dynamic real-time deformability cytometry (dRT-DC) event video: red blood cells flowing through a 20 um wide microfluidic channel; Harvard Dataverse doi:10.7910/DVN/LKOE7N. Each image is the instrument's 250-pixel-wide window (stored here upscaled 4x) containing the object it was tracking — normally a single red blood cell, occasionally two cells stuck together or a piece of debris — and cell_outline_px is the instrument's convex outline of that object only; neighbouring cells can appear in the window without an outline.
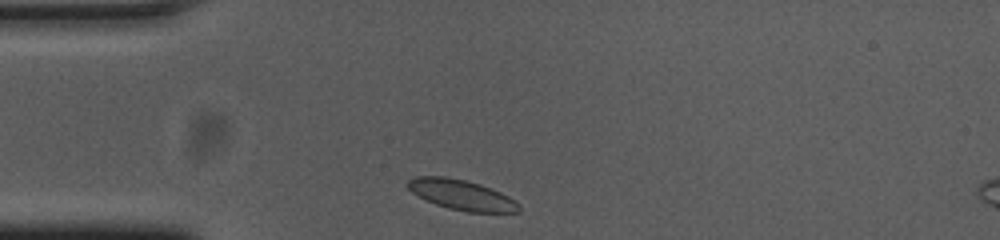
{"species": "common noctule bat (a hibernating species)", "species_latin": "Nyctalus noctula", "temperature_condition": "cold", "stored_images_in_passage": 32, "camera_frame_rate_fps": 3000, "um_per_image_px": 0.085, "animal": {"sex": "female", "body_mass_g": 23.0, "forearm_length_mm": 53.4}, "frame": {"image": 1, "passage_image": 1, "time_ms": 0.0, "image_size_px": [1000, 240], "cell_outline_px": [[520, 212], [468, 212], [448, 208], [436, 204], [412, 192], [408, 188], [408, 180], [416, 176], [444, 176], [464, 180], [480, 184], [500, 192], [516, 200], [520, 204]], "centroid_in_image_um": [39.27, 16.56], "position_along_channel_um": 45.7, "area_um2": 19.36}}
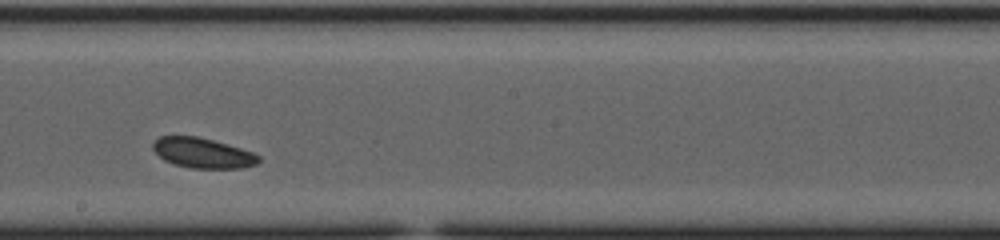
{"frame": {"image": 2, "passage_image": 18, "time_ms": 5.667, "image_size_px": [1000, 240], "cell_outline_px": [[260, 160], [256, 164], [240, 168], [188, 168], [172, 164], [164, 160], [152, 148], [152, 144], [160, 136], [196, 136], [212, 140], [240, 148], [252, 152], [260, 156]], "centroid_in_image_um": [17.21, 13.01], "position_along_channel_um": 231.0, "area_um2": 18.44}}
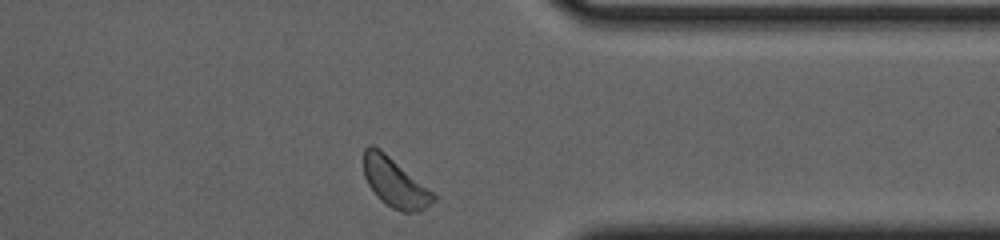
{"frame": {"image": 3, "passage_image": 31, "time_ms": 10.0, "image_size_px": [1000, 240], "cell_outline_px": [[436, 200], [420, 212], [400, 212], [392, 208], [380, 200], [376, 196], [368, 184], [364, 176], [364, 148], [368, 144], [372, 144], [380, 148], [432, 192], [436, 196]], "centroid_in_image_um": [33.54, 15.52], "position_along_channel_um": 377.9, "area_um2": 19.88}, "authors_computed_cell_mechanics": {"area_um2": 19.0451, "velocity_mm_per_s": 3.5696, "shape_relaxation_time_tau1_ms": 0.6099, "shape_relaxation_time_tau2_ms": null, "deformation_change_tau1": 0.0611, "deformation_change_tau2": null}}